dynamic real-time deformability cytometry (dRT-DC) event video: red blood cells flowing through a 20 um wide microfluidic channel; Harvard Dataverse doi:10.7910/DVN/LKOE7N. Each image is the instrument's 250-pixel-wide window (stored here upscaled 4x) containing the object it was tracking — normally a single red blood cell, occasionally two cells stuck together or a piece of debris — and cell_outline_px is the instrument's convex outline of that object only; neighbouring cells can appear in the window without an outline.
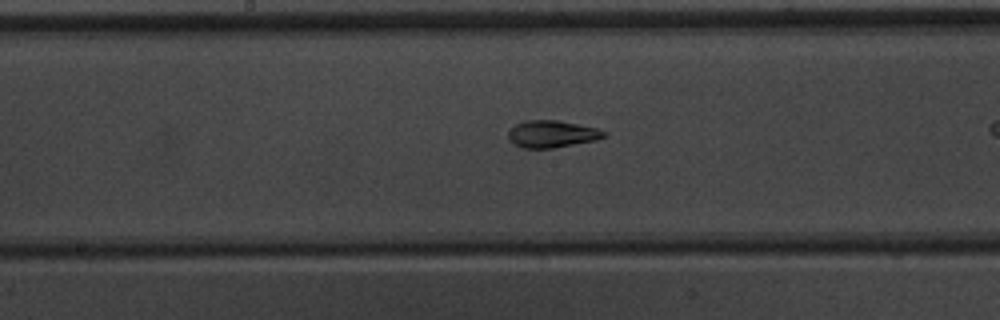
{"species": "common noctule bat (a hibernating species)", "species_latin": "Nyctalus noctula", "temperature_condition": "warm", "stored_images_in_passage": 28, "camera_frame_rate_fps": 3000, "um_per_image_px": 0.085, "animal": {"sex": "male", "body_mass_g": 20.1, "forearm_length_mm": 53.5}, "frame": {"image": 1, "passage_image": 13, "time_ms": 4.0, "image_size_px": [1000, 320], "cell_outline_px": [[608, 136], [596, 140], [552, 148], [524, 148], [512, 144], [508, 140], [508, 132], [516, 124], [524, 120], [560, 120], [596, 128], [608, 132]], "centroid_in_image_um": [46.92, 11.39], "position_along_channel_um": 201.3, "area_um2": 15.26}}
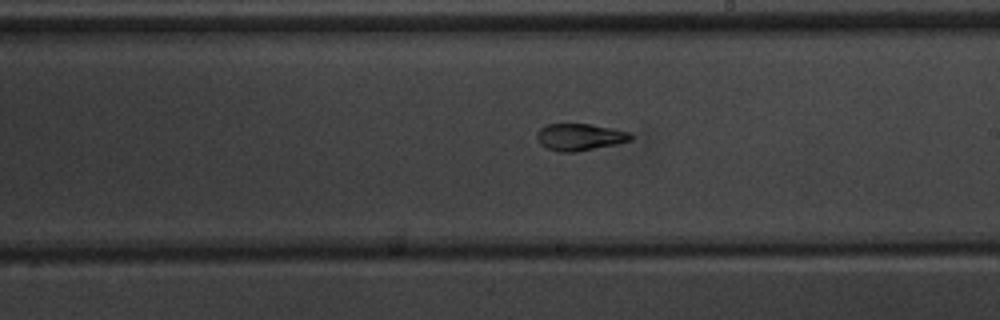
{"frame": {"image": 2, "passage_image": 16, "time_ms": 5.0, "image_size_px": [1000, 320], "cell_outline_px": [[632, 140], [616, 144], [576, 152], [560, 152], [548, 148], [540, 144], [536, 136], [536, 132], [540, 128], [548, 124], [588, 124], [612, 128], [628, 132], [632, 136]], "centroid_in_image_um": [49.26, 11.65], "position_along_channel_um": 239.7, "area_um2": 14.62}}